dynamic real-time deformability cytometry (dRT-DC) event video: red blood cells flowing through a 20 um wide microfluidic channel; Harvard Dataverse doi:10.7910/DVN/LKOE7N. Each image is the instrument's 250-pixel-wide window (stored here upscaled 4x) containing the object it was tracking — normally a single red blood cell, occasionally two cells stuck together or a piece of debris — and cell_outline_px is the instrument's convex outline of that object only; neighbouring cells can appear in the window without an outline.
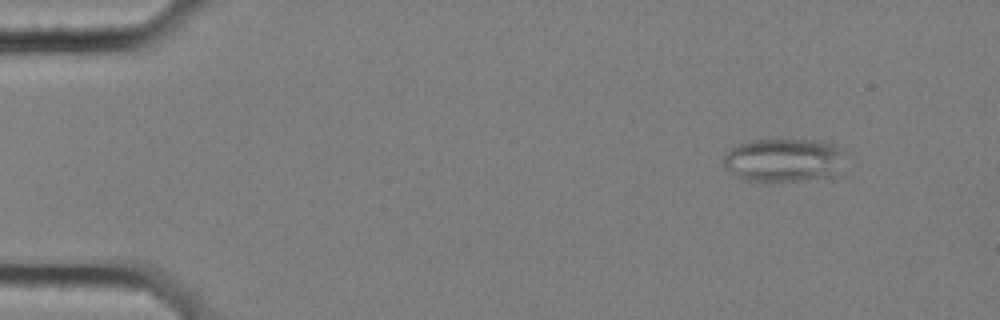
{"species": "common noctule bat (a hibernating species)", "species_latin": "Nyctalus noctula", "temperature_condition": "cold", "stored_images_in_passage": 5, "camera_frame_rate_fps": 3000, "um_per_image_px": 0.085, "animal": {"sex": "female", "body_mass_g": 25.1}, "frame": {"image": 1, "passage_image": 2, "time_ms": 0.333, "image_size_px": [1000, 320], "cell_outline_px": [[840, 152], [832, 176], [768, 184], [748, 180], [736, 176], [724, 168], [724, 156], [736, 144], [748, 140], [808, 140], [832, 144], [840, 148]], "centroid_in_image_um": [66.43, 13.63], "position_along_channel_um": 18.6, "area_um2": 30.29}}